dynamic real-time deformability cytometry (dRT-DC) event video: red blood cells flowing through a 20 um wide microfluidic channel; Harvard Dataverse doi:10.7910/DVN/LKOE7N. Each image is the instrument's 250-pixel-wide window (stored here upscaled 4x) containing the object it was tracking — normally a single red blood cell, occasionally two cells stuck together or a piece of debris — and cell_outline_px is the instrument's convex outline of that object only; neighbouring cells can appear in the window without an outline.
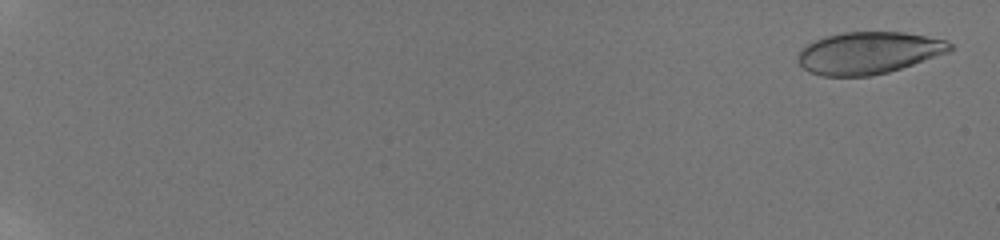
{"species": "human", "species_latin": "Homo sapiens", "temperature_condition": "room temperature", "stored_images_in_passage": 58, "camera_frame_rate_fps": 3000, "um_per_image_px": 0.085, "donor": {"sex": "male"}, "frame": {"image": 1, "passage_image": 2, "time_ms": 0.333, "image_size_px": [1000, 240], "cell_outline_px": [[956, 48], [952, 52], [888, 72], [872, 76], [820, 76], [808, 72], [800, 64], [800, 52], [808, 44], [824, 36], [844, 32], [904, 32], [944, 40], [952, 44]], "centroid_in_image_um": [73.89, 4.5], "position_along_channel_um": 11.1, "area_um2": 37.22}}
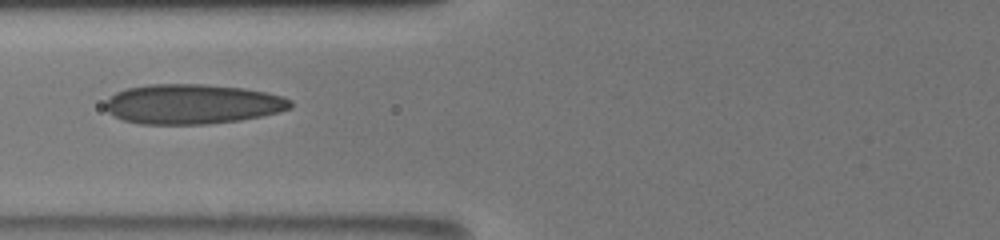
{"frame": {"image": 2, "passage_image": 28, "time_ms": 9.0, "image_size_px": [1000, 240], "cell_outline_px": [[292, 108], [280, 112], [240, 120], [208, 124], [140, 124], [124, 120], [108, 112], [104, 108], [104, 104], [116, 92], [128, 88], [148, 84], [204, 84], [244, 88], [284, 96], [292, 100]], "centroid_in_image_um": [16.38, 8.84], "position_along_channel_um": 109.4, "area_um2": 43.06}}
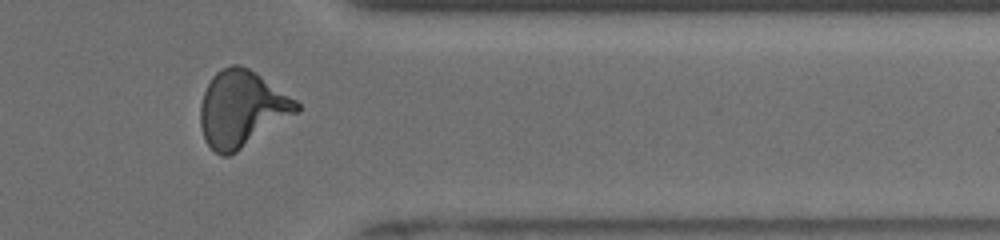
{"frame": {"image": 3, "passage_image": 50, "time_ms": 16.333, "image_size_px": [1000, 240], "cell_outline_px": [[300, 112], [236, 152], [228, 156], [220, 156], [204, 140], [200, 124], [200, 104], [204, 92], [212, 76], [216, 72], [232, 64], [240, 64], [248, 68], [296, 100], [300, 104]], "centroid_in_image_um": [20.54, 9.27], "position_along_channel_um": 390.9, "area_um2": 42.6}, "authors_computed_cell_mechanics": {"area_um2": 39.8242, "velocity_mm_per_s": 3.8777, "shape_relaxation_time_tau1_ms": null, "shape_relaxation_time_tau2_ms": 0.9414, "deformation_change_tau1": null, "deformation_change_tau2": 0.0791}}